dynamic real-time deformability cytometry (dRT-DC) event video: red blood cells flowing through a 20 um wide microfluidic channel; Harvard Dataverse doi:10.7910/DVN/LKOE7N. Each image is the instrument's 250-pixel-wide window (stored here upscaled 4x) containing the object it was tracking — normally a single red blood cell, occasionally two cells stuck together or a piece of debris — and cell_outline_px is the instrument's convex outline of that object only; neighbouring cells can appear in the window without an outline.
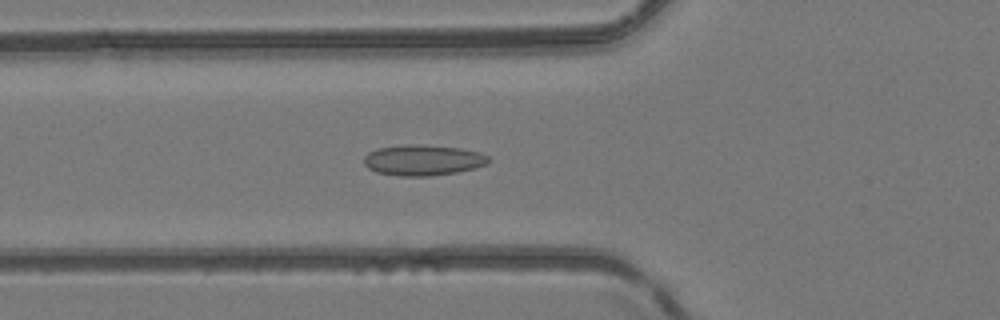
{"species": "common noctule bat (a hibernating species)", "species_latin": "Nyctalus noctula", "temperature_condition": "room temperature", "stored_images_in_passage": 51, "camera_frame_rate_fps": 3000, "um_per_image_px": 0.085, "animal": {"sex": "female", "body_mass_g": 24.6, "forearm_length_mm": 56.2}, "frame": {"image": 1, "passage_image": 19, "time_ms": 6.0, "image_size_px": [1000, 320], "cell_outline_px": [[488, 160], [484, 164], [472, 168], [456, 172], [432, 176], [396, 176], [376, 172], [368, 168], [364, 164], [364, 156], [368, 152], [376, 148], [404, 144], [420, 144], [460, 148], [480, 152], [488, 156]], "centroid_in_image_um": [35.88, 13.6], "position_along_channel_um": 89.9, "area_um2": 22.37}}
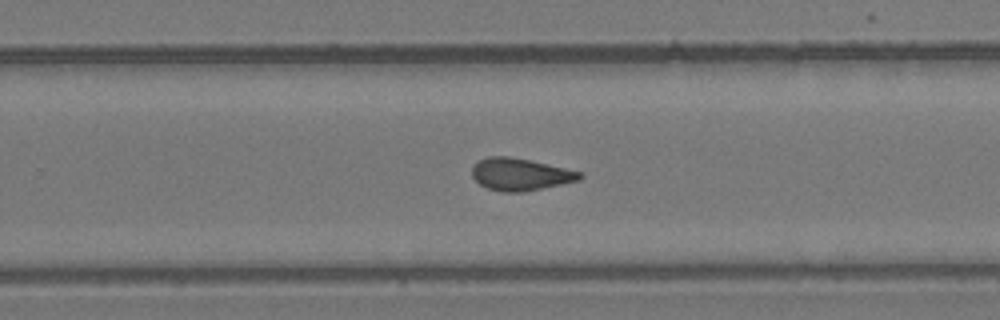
{"frame": {"image": 2, "passage_image": 33, "time_ms": 10.667, "image_size_px": [1000, 320], "cell_outline_px": [[584, 176], [580, 180], [524, 192], [500, 192], [488, 188], [480, 184], [472, 176], [472, 164], [476, 160], [488, 156], [508, 156], [548, 164], [580, 172]], "centroid_in_image_um": [44.18, 14.81], "position_along_channel_um": 285.6, "area_um2": 20.29}}
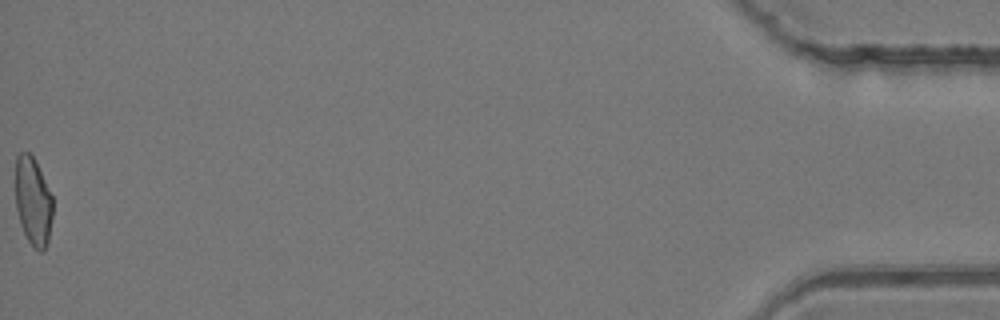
{"frame": {"image": 3, "passage_image": 51, "time_ms": 16.667, "image_size_px": [1000, 320], "cell_outline_px": [[52, 216], [48, 244], [44, 252], [40, 252], [32, 248], [20, 224], [16, 208], [16, 156], [20, 152], [28, 152], [32, 156], [52, 196]], "centroid_in_image_um": [2.81, 17.19], "position_along_channel_um": 432.4, "area_um2": 19.13}, "authors_computed_cell_mechanics": {"area_um2": 20.3456, "velocity_mm_per_s": 4.1865, "shape_relaxation_time_tau1_ms": null, "shape_relaxation_time_tau2_ms": 3.17, "deformation_change_tau1": null, "deformation_change_tau2": 0.0943}}